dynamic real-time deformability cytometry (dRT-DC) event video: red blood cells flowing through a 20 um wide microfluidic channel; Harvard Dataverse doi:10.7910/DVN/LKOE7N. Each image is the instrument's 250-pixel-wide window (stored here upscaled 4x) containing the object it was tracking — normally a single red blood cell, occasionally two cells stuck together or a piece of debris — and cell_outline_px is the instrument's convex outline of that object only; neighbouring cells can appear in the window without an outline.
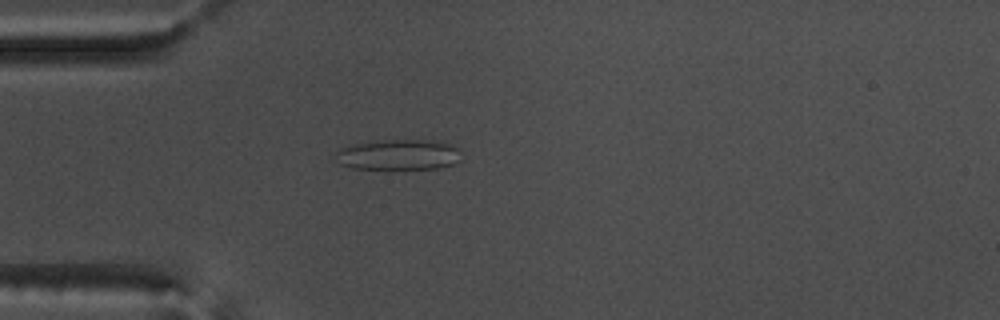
{"species": "common noctule bat (a hibernating species)", "species_latin": "Nyctalus noctula", "temperature_condition": "warm", "stored_images_in_passage": 50, "camera_frame_rate_fps": 3000, "um_per_image_px": 0.085, "animal": {"sex": "male", "body_mass_g": 17.5, "forearm_length_mm": 52.3}, "frame": {"image": 1, "passage_image": 11, "time_ms": 3.333, "image_size_px": [1000, 320], "cell_outline_px": [[460, 160], [452, 164], [436, 168], [352, 168], [340, 164], [336, 152], [340, 148], [356, 144], [376, 140], [420, 140], [452, 144], [460, 148]], "centroid_in_image_um": [33.9, 13.14], "position_along_channel_um": 51.1, "area_um2": 21.96}}
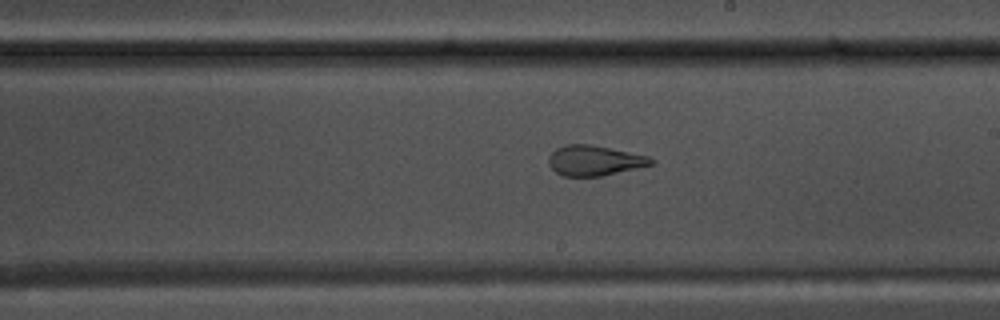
{"frame": {"image": 2, "passage_image": 27, "time_ms": 8.667, "image_size_px": [1000, 320], "cell_outline_px": [[656, 164], [600, 176], [564, 176], [556, 172], [548, 164], [548, 160], [552, 152], [556, 148], [564, 144], [588, 144], [648, 156], [656, 160]], "centroid_in_image_um": [50.53, 13.65], "position_along_channel_um": 238.5, "area_um2": 17.92}}
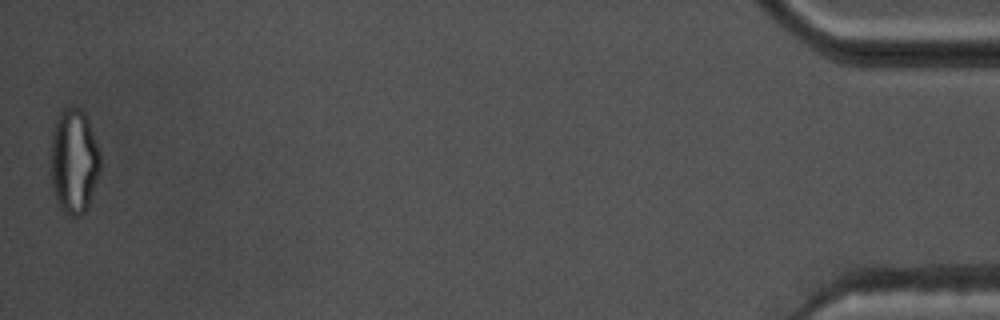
{"frame": {"image": 3, "passage_image": 50, "time_ms": 16.333, "image_size_px": [1000, 320], "cell_outline_px": [[100, 168], [88, 208], [80, 216], [72, 216], [64, 212], [60, 208], [56, 200], [52, 188], [48, 156], [48, 148], [52, 128], [60, 108], [80, 108], [84, 112], [88, 120], [100, 152]], "centroid_in_image_um": [6.22, 13.68], "position_along_channel_um": 429.0, "area_um2": 31.21}, "authors_computed_cell_mechanics": {"area_um2": 22.3975, "velocity_mm_per_s": 3.7111, "shape_relaxation_time_tau1_ms": null, "shape_relaxation_time_tau2_ms": 1.2001, "deformation_change_tau1": null, "deformation_change_tau2": 0.0886}}